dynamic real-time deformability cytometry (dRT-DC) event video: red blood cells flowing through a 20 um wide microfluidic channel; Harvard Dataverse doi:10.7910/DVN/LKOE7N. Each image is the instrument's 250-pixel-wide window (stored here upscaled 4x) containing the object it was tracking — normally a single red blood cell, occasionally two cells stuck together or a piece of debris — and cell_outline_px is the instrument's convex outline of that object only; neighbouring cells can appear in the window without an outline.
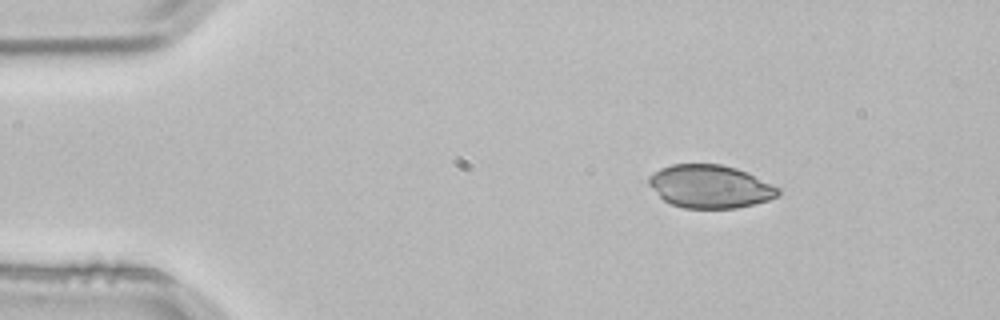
{"species": "common noctule bat (a hibernating species)", "species_latin": "Nyctalus noctula", "temperature_condition": "room temperature", "stored_images_in_passage": 3, "camera_frame_rate_fps": 3000, "um_per_image_px": 0.085, "animal": {"sex": "male", "body_mass_g": 21.5, "forearm_length_mm": 52.0}, "frame": {"image": 1, "passage_image": 1, "time_ms": 0.0, "image_size_px": [1000, 320], "cell_outline_px": [[780, 196], [768, 200], [736, 208], [684, 208], [672, 204], [664, 200], [648, 184], [648, 176], [660, 168], [672, 164], [720, 164], [736, 168], [748, 172], [780, 188]], "centroid_in_image_um": [60.37, 15.84], "position_along_channel_um": 24.6, "area_um2": 32.48}}